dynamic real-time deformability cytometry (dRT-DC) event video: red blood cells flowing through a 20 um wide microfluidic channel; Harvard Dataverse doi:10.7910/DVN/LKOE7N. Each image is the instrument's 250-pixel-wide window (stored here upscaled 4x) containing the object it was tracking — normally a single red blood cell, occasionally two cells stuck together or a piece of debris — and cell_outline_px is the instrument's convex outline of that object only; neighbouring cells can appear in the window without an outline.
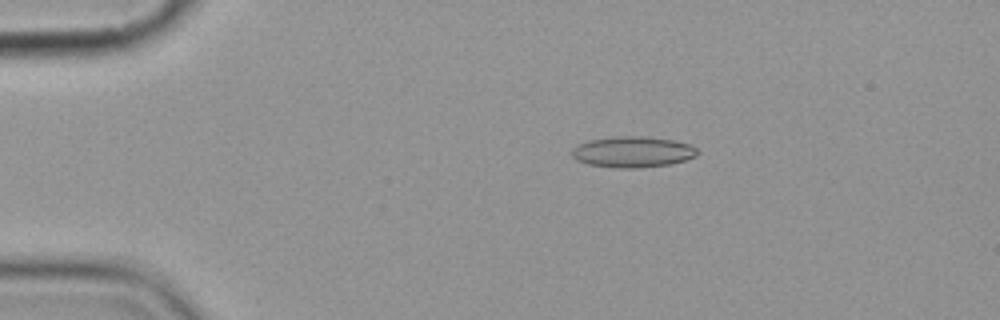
{"species": "common noctule bat (a hibernating species)", "species_latin": "Nyctalus noctula", "temperature_condition": "cold", "stored_images_in_passage": 6, "camera_frame_rate_fps": 3000, "um_per_image_px": 0.085, "animal": {"sex": "female", "body_mass_g": 19.9}, "frame": {"image": 1, "passage_image": 3, "time_ms": 2.333, "image_size_px": [1000, 320], "cell_outline_px": [[700, 152], [696, 156], [684, 160], [668, 164], [636, 168], [612, 168], [588, 164], [576, 160], [572, 156], [572, 148], [580, 144], [592, 140], [612, 136], [644, 136], [672, 140], [688, 144], [696, 148]], "centroid_in_image_um": [53.77, 12.91], "position_along_channel_um": 31.2, "area_um2": 22.54}}
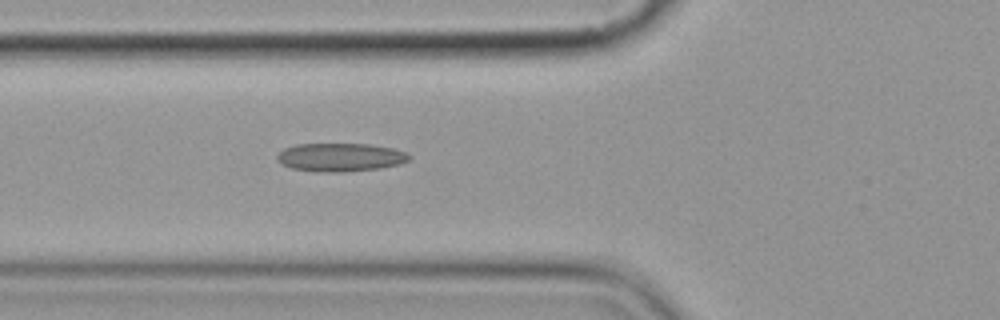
{"frame": {"image": 2, "passage_image": 6, "time_ms": 5.667, "image_size_px": [1000, 320], "cell_outline_px": [[412, 156], [408, 160], [400, 164], [380, 168], [344, 172], [320, 172], [292, 168], [280, 164], [276, 160], [276, 156], [284, 148], [296, 144], [368, 144], [392, 148], [404, 152]], "centroid_in_image_um": [28.9, 13.37], "position_along_channel_um": 96.9, "area_um2": 21.85}}